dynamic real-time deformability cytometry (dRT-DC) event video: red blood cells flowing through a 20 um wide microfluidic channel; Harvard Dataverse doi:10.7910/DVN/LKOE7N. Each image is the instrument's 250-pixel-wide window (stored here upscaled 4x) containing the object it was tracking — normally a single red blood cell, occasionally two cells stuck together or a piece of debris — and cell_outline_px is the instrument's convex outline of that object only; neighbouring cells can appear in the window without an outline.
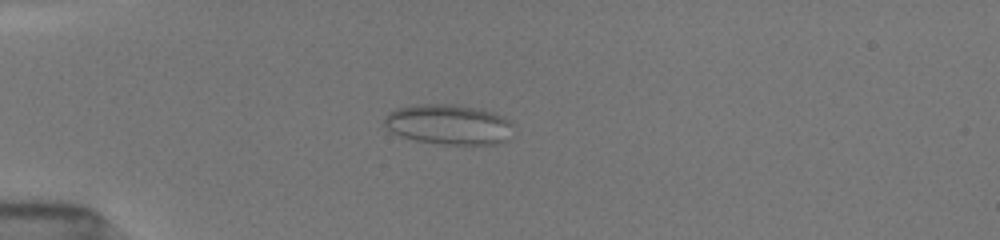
{"species": "common noctule bat (a hibernating species)", "species_latin": "Nyctalus noctula", "temperature_condition": "room temperature", "stored_images_in_passage": 25, "camera_frame_rate_fps": 3000, "um_per_image_px": 0.085, "animal": {"sex": "female", "body_mass_g": 19.5, "forearm_length_mm": 54.1}, "frame": {"image": 1, "passage_image": 12, "time_ms": 4.667, "image_size_px": [1000, 240], "cell_outline_px": [[512, 124], [504, 140], [496, 144], [440, 144], [416, 140], [392, 132], [384, 124], [384, 120], [388, 112], [396, 108], [416, 104], [456, 104], [480, 108], [492, 112], [508, 120]], "centroid_in_image_um": [38.08, 10.56], "position_along_channel_um": 46.9, "area_um2": 29.77}}
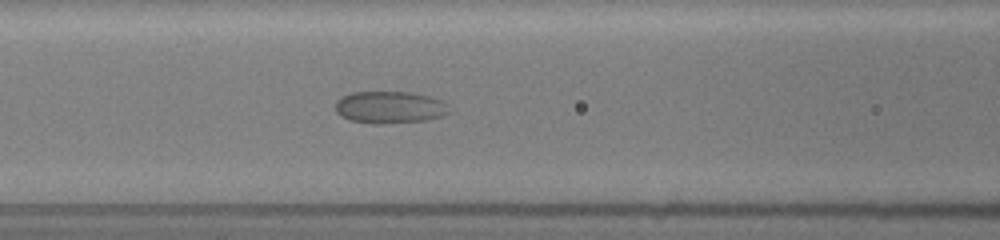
{"frame": {"image": 2, "passage_image": 19, "time_ms": 7.667, "image_size_px": [1000, 240], "cell_outline_px": [[452, 112], [444, 116], [424, 120], [380, 124], [372, 124], [348, 120], [340, 116], [336, 112], [336, 100], [340, 96], [352, 92], [408, 92], [428, 96], [444, 100], [448, 104]], "centroid_in_image_um": [33.14, 9.12], "position_along_channel_um": 133.5, "area_um2": 21.68}}
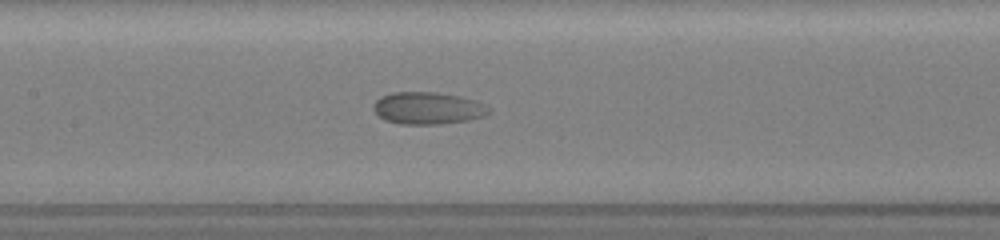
{"frame": {"image": 3, "passage_image": 22, "time_ms": 8.667, "image_size_px": [1000, 240], "cell_outline_px": [[492, 112], [484, 116], [468, 120], [440, 124], [400, 124], [384, 120], [372, 108], [372, 104], [380, 96], [392, 92], [436, 92], [460, 96], [484, 104]], "centroid_in_image_um": [36.33, 9.19], "position_along_channel_um": 171.1, "area_um2": 21.68}}